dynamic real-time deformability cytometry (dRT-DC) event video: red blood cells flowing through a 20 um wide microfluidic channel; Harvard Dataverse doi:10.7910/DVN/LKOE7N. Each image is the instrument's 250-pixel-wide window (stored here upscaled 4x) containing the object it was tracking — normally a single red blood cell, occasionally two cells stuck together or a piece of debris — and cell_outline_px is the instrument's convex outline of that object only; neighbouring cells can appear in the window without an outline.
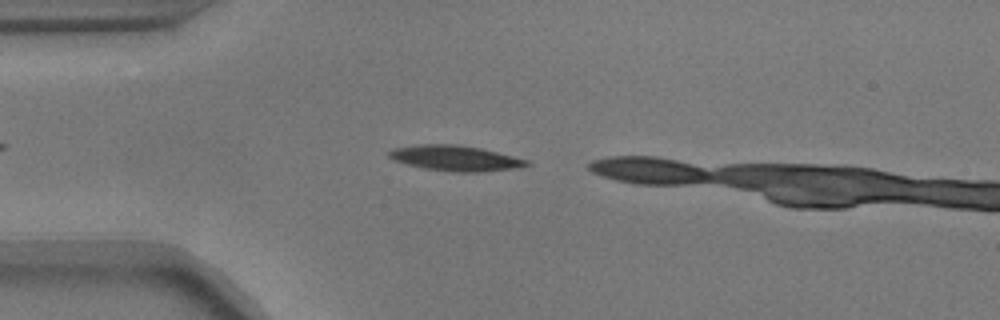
{"species": "common noctule bat (a hibernating species)", "species_latin": "Nyctalus noctula", "temperature_condition": "warm", "stored_images_in_passage": 6, "camera_frame_rate_fps": 3000, "um_per_image_px": 0.085, "animal": {"sex": "male", "body_mass_g": 17.9}, "frame": {"image": 1, "passage_image": 3, "time_ms": 0.667, "image_size_px": [1000, 320], "cell_outline_px": [[532, 164], [516, 168], [480, 172], [452, 172], [424, 168], [408, 164], [396, 160], [388, 156], [388, 152], [396, 148], [416, 144], [456, 144], [480, 148], [528, 160]], "centroid_in_image_um": [38.72, 13.44], "position_along_channel_um": 46.3, "area_um2": 20.17}}